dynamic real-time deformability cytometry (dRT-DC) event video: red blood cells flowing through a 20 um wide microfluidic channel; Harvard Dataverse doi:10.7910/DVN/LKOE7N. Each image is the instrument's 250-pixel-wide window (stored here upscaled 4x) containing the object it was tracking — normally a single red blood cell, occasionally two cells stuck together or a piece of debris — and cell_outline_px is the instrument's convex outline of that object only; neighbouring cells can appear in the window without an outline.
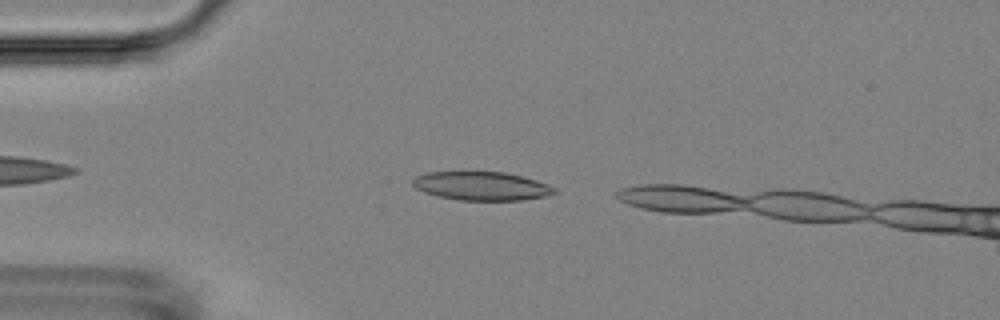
{"species": "Egyptian fruit bat (a non-hibernating species)", "species_latin": "Rousettus aegyptiacus", "temperature_condition": "room temperature", "stored_images_in_passage": 2, "camera_frame_rate_fps": 3000, "um_per_image_px": 0.085, "animal": {"sex": "female"}, "frame": {"image": 1, "passage_image": 1, "time_ms": 0.0, "image_size_px": [1000, 320], "cell_outline_px": [[556, 192], [548, 196], [520, 200], [460, 200], [440, 196], [424, 192], [416, 188], [412, 184], [412, 180], [416, 176], [428, 172], [504, 172], [536, 180], [548, 184], [556, 188]], "centroid_in_image_um": [40.95, 15.81], "position_along_channel_um": 44.1, "area_um2": 23.47}}